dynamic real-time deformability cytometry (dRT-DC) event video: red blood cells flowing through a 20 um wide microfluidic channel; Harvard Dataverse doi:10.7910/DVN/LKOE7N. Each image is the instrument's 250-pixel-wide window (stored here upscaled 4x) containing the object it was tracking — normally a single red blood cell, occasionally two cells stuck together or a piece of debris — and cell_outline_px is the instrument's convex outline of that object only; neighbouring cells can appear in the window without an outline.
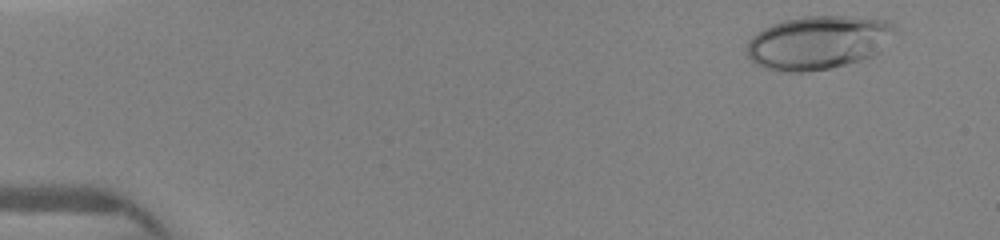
{"species": "human", "species_latin": "Homo sapiens", "temperature_condition": "warm", "stored_images_in_passage": 17, "camera_frame_rate_fps": 3000, "um_per_image_px": 0.085, "donor": {"sex": "female"}, "frame": {"image": 1, "passage_image": 2, "time_ms": 0.667, "image_size_px": [1000, 240], "cell_outline_px": [[900, 28], [880, 52], [864, 60], [828, 68], [804, 72], [784, 72], [764, 68], [756, 64], [748, 56], [744, 48], [748, 40], [756, 32], [772, 24], [784, 20], [804, 16], [844, 16], [888, 20], [896, 24]], "centroid_in_image_um": [69.58, 3.61], "position_along_channel_um": 15.4, "area_um2": 46.88}}
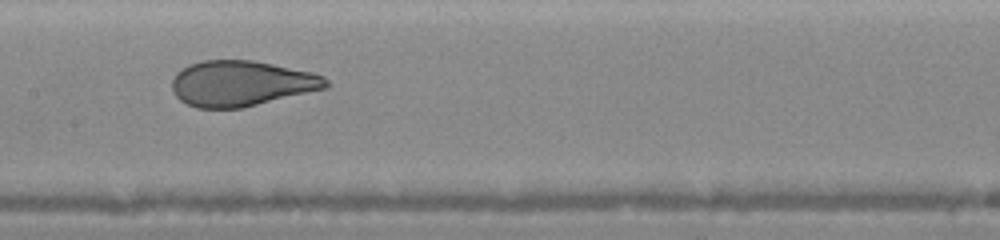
{"frame": {"image": 2, "passage_image": 14, "time_ms": 7.333, "image_size_px": [1000, 240], "cell_outline_px": [[328, 88], [240, 108], [196, 108], [180, 100], [172, 92], [172, 80], [176, 72], [188, 64], [204, 60], [252, 60], [312, 72], [324, 76], [328, 80]], "centroid_in_image_um": [20.49, 7.09], "position_along_channel_um": 186.9, "area_um2": 40.86}}
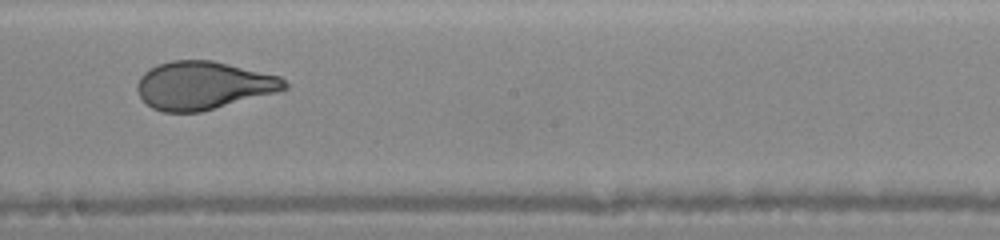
{"frame": {"image": 3, "passage_image": 16, "time_ms": 8.333, "image_size_px": [1000, 240], "cell_outline_px": [[288, 88], [276, 92], [200, 112], [160, 112], [152, 108], [140, 96], [136, 88], [136, 84], [140, 76], [148, 68], [172, 60], [212, 60], [280, 76], [288, 84]], "centroid_in_image_um": [17.25, 7.26], "position_along_channel_um": 230.9, "area_um2": 41.1}}